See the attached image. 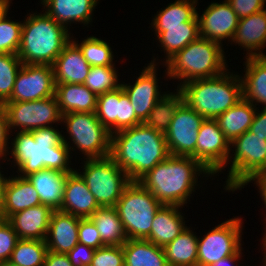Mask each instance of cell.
I'll list each match as a JSON object with an SVG mask.
<instances>
[{"mask_svg":"<svg viewBox=\"0 0 266 266\" xmlns=\"http://www.w3.org/2000/svg\"><path fill=\"white\" fill-rule=\"evenodd\" d=\"M245 67L241 77L243 99L266 108V57L246 58Z\"/></svg>","mask_w":266,"mask_h":266,"instance_id":"obj_28","label":"cell"},{"mask_svg":"<svg viewBox=\"0 0 266 266\" xmlns=\"http://www.w3.org/2000/svg\"><path fill=\"white\" fill-rule=\"evenodd\" d=\"M43 266H73L67 254L47 251Z\"/></svg>","mask_w":266,"mask_h":266,"instance_id":"obj_50","label":"cell"},{"mask_svg":"<svg viewBox=\"0 0 266 266\" xmlns=\"http://www.w3.org/2000/svg\"><path fill=\"white\" fill-rule=\"evenodd\" d=\"M241 217L222 222L202 238H198L197 266H210L234 255L241 248Z\"/></svg>","mask_w":266,"mask_h":266,"instance_id":"obj_12","label":"cell"},{"mask_svg":"<svg viewBox=\"0 0 266 266\" xmlns=\"http://www.w3.org/2000/svg\"><path fill=\"white\" fill-rule=\"evenodd\" d=\"M198 0H176L157 12L151 26L155 30H165V26H184V22L193 20L197 12Z\"/></svg>","mask_w":266,"mask_h":266,"instance_id":"obj_34","label":"cell"},{"mask_svg":"<svg viewBox=\"0 0 266 266\" xmlns=\"http://www.w3.org/2000/svg\"><path fill=\"white\" fill-rule=\"evenodd\" d=\"M180 208L162 205L154 216L150 235L145 240L164 248L180 235L187 228Z\"/></svg>","mask_w":266,"mask_h":266,"instance_id":"obj_26","label":"cell"},{"mask_svg":"<svg viewBox=\"0 0 266 266\" xmlns=\"http://www.w3.org/2000/svg\"><path fill=\"white\" fill-rule=\"evenodd\" d=\"M232 42L246 49V57H266V9L240 18Z\"/></svg>","mask_w":266,"mask_h":266,"instance_id":"obj_21","label":"cell"},{"mask_svg":"<svg viewBox=\"0 0 266 266\" xmlns=\"http://www.w3.org/2000/svg\"><path fill=\"white\" fill-rule=\"evenodd\" d=\"M83 172L90 192L100 207H115L126 186L131 182L128 174L108 156L86 159Z\"/></svg>","mask_w":266,"mask_h":266,"instance_id":"obj_8","label":"cell"},{"mask_svg":"<svg viewBox=\"0 0 266 266\" xmlns=\"http://www.w3.org/2000/svg\"><path fill=\"white\" fill-rule=\"evenodd\" d=\"M95 249L78 243L67 255L73 266H90Z\"/></svg>","mask_w":266,"mask_h":266,"instance_id":"obj_47","label":"cell"},{"mask_svg":"<svg viewBox=\"0 0 266 266\" xmlns=\"http://www.w3.org/2000/svg\"><path fill=\"white\" fill-rule=\"evenodd\" d=\"M55 80L51 65L22 64L11 98L7 102L34 101L55 95Z\"/></svg>","mask_w":266,"mask_h":266,"instance_id":"obj_15","label":"cell"},{"mask_svg":"<svg viewBox=\"0 0 266 266\" xmlns=\"http://www.w3.org/2000/svg\"><path fill=\"white\" fill-rule=\"evenodd\" d=\"M234 154L228 171L225 190L235 191L254 175L266 173V140L249 130L230 143ZM235 147V148H234ZM235 151V152H234ZM234 155V156H232Z\"/></svg>","mask_w":266,"mask_h":266,"instance_id":"obj_9","label":"cell"},{"mask_svg":"<svg viewBox=\"0 0 266 266\" xmlns=\"http://www.w3.org/2000/svg\"><path fill=\"white\" fill-rule=\"evenodd\" d=\"M162 204L139 181H131L117 201L119 218L128 239L145 240Z\"/></svg>","mask_w":266,"mask_h":266,"instance_id":"obj_7","label":"cell"},{"mask_svg":"<svg viewBox=\"0 0 266 266\" xmlns=\"http://www.w3.org/2000/svg\"><path fill=\"white\" fill-rule=\"evenodd\" d=\"M10 1L12 0H0V18H2L10 7Z\"/></svg>","mask_w":266,"mask_h":266,"instance_id":"obj_54","label":"cell"},{"mask_svg":"<svg viewBox=\"0 0 266 266\" xmlns=\"http://www.w3.org/2000/svg\"><path fill=\"white\" fill-rule=\"evenodd\" d=\"M12 131L10 132L8 127V119H7V113L4 103H0V157L5 158L8 152V139H10V135Z\"/></svg>","mask_w":266,"mask_h":266,"instance_id":"obj_48","label":"cell"},{"mask_svg":"<svg viewBox=\"0 0 266 266\" xmlns=\"http://www.w3.org/2000/svg\"><path fill=\"white\" fill-rule=\"evenodd\" d=\"M67 134L84 159L110 156L111 133L102 125L95 113L70 112L62 115Z\"/></svg>","mask_w":266,"mask_h":266,"instance_id":"obj_10","label":"cell"},{"mask_svg":"<svg viewBox=\"0 0 266 266\" xmlns=\"http://www.w3.org/2000/svg\"><path fill=\"white\" fill-rule=\"evenodd\" d=\"M11 141L10 154L17 166V176L26 177L44 168L71 173V147L65 136L54 127L39 128L34 131H17ZM69 165V166H68Z\"/></svg>","mask_w":266,"mask_h":266,"instance_id":"obj_1","label":"cell"},{"mask_svg":"<svg viewBox=\"0 0 266 266\" xmlns=\"http://www.w3.org/2000/svg\"><path fill=\"white\" fill-rule=\"evenodd\" d=\"M238 18H244L264 10L266 0H226Z\"/></svg>","mask_w":266,"mask_h":266,"instance_id":"obj_46","label":"cell"},{"mask_svg":"<svg viewBox=\"0 0 266 266\" xmlns=\"http://www.w3.org/2000/svg\"><path fill=\"white\" fill-rule=\"evenodd\" d=\"M7 13L0 18V53L17 54L21 44L23 23L11 21Z\"/></svg>","mask_w":266,"mask_h":266,"instance_id":"obj_41","label":"cell"},{"mask_svg":"<svg viewBox=\"0 0 266 266\" xmlns=\"http://www.w3.org/2000/svg\"><path fill=\"white\" fill-rule=\"evenodd\" d=\"M241 251L242 247L234 255L227 256L210 266H236L234 265V263L236 262V260L238 261L240 259L242 254Z\"/></svg>","mask_w":266,"mask_h":266,"instance_id":"obj_52","label":"cell"},{"mask_svg":"<svg viewBox=\"0 0 266 266\" xmlns=\"http://www.w3.org/2000/svg\"><path fill=\"white\" fill-rule=\"evenodd\" d=\"M205 118L184 101L178 106L166 131L165 138L169 154L192 157L196 160L198 130Z\"/></svg>","mask_w":266,"mask_h":266,"instance_id":"obj_13","label":"cell"},{"mask_svg":"<svg viewBox=\"0 0 266 266\" xmlns=\"http://www.w3.org/2000/svg\"><path fill=\"white\" fill-rule=\"evenodd\" d=\"M67 177L68 173L49 168L41 169L26 176L37 191L40 203L49 206L53 210L61 208Z\"/></svg>","mask_w":266,"mask_h":266,"instance_id":"obj_25","label":"cell"},{"mask_svg":"<svg viewBox=\"0 0 266 266\" xmlns=\"http://www.w3.org/2000/svg\"><path fill=\"white\" fill-rule=\"evenodd\" d=\"M106 246H123L128 237L115 207H99L90 217Z\"/></svg>","mask_w":266,"mask_h":266,"instance_id":"obj_32","label":"cell"},{"mask_svg":"<svg viewBox=\"0 0 266 266\" xmlns=\"http://www.w3.org/2000/svg\"><path fill=\"white\" fill-rule=\"evenodd\" d=\"M1 159H5V158H2L0 157ZM0 159V160H1ZM1 167V165H0ZM2 171L0 170V207L2 205V202H3V198H4V193H5V188H6V185H7V182L9 180V177H4L3 174H1Z\"/></svg>","mask_w":266,"mask_h":266,"instance_id":"obj_53","label":"cell"},{"mask_svg":"<svg viewBox=\"0 0 266 266\" xmlns=\"http://www.w3.org/2000/svg\"><path fill=\"white\" fill-rule=\"evenodd\" d=\"M153 31L167 55L163 65L186 45L200 37L197 16L189 22H184V26H165V30Z\"/></svg>","mask_w":266,"mask_h":266,"instance_id":"obj_29","label":"cell"},{"mask_svg":"<svg viewBox=\"0 0 266 266\" xmlns=\"http://www.w3.org/2000/svg\"><path fill=\"white\" fill-rule=\"evenodd\" d=\"M264 261V265L263 266H266V258L264 257V259H263Z\"/></svg>","mask_w":266,"mask_h":266,"instance_id":"obj_55","label":"cell"},{"mask_svg":"<svg viewBox=\"0 0 266 266\" xmlns=\"http://www.w3.org/2000/svg\"><path fill=\"white\" fill-rule=\"evenodd\" d=\"M4 105L10 131L15 128L16 131L31 132L62 120L55 95L34 101L5 102Z\"/></svg>","mask_w":266,"mask_h":266,"instance_id":"obj_11","label":"cell"},{"mask_svg":"<svg viewBox=\"0 0 266 266\" xmlns=\"http://www.w3.org/2000/svg\"><path fill=\"white\" fill-rule=\"evenodd\" d=\"M69 29L45 12L30 13L22 26L18 57L22 64L53 65L65 45L71 40Z\"/></svg>","mask_w":266,"mask_h":266,"instance_id":"obj_5","label":"cell"},{"mask_svg":"<svg viewBox=\"0 0 266 266\" xmlns=\"http://www.w3.org/2000/svg\"><path fill=\"white\" fill-rule=\"evenodd\" d=\"M175 93H166L155 103L150 111L148 119L144 122L148 127H151L163 134L169 128L172 118L178 106L183 102L182 92L177 88Z\"/></svg>","mask_w":266,"mask_h":266,"instance_id":"obj_35","label":"cell"},{"mask_svg":"<svg viewBox=\"0 0 266 266\" xmlns=\"http://www.w3.org/2000/svg\"><path fill=\"white\" fill-rule=\"evenodd\" d=\"M222 46L223 44L199 37L165 63L166 76L173 80L181 79L177 86L179 88L192 80L223 74L227 70V64Z\"/></svg>","mask_w":266,"mask_h":266,"instance_id":"obj_6","label":"cell"},{"mask_svg":"<svg viewBox=\"0 0 266 266\" xmlns=\"http://www.w3.org/2000/svg\"><path fill=\"white\" fill-rule=\"evenodd\" d=\"M45 13L68 29L71 23L85 26L92 21V14L99 0H41ZM70 23V24H69Z\"/></svg>","mask_w":266,"mask_h":266,"instance_id":"obj_24","label":"cell"},{"mask_svg":"<svg viewBox=\"0 0 266 266\" xmlns=\"http://www.w3.org/2000/svg\"><path fill=\"white\" fill-rule=\"evenodd\" d=\"M142 70L133 85L121 83L123 91L129 97L131 105L138 119L144 123L155 103L164 95L159 91L155 60Z\"/></svg>","mask_w":266,"mask_h":266,"instance_id":"obj_16","label":"cell"},{"mask_svg":"<svg viewBox=\"0 0 266 266\" xmlns=\"http://www.w3.org/2000/svg\"><path fill=\"white\" fill-rule=\"evenodd\" d=\"M164 251L168 266H197L198 236L187 227Z\"/></svg>","mask_w":266,"mask_h":266,"instance_id":"obj_33","label":"cell"},{"mask_svg":"<svg viewBox=\"0 0 266 266\" xmlns=\"http://www.w3.org/2000/svg\"><path fill=\"white\" fill-rule=\"evenodd\" d=\"M100 206L77 170L68 173L60 211L80 218H90Z\"/></svg>","mask_w":266,"mask_h":266,"instance_id":"obj_20","label":"cell"},{"mask_svg":"<svg viewBox=\"0 0 266 266\" xmlns=\"http://www.w3.org/2000/svg\"><path fill=\"white\" fill-rule=\"evenodd\" d=\"M55 84H84L90 65L79 47L70 40L52 65Z\"/></svg>","mask_w":266,"mask_h":266,"instance_id":"obj_22","label":"cell"},{"mask_svg":"<svg viewBox=\"0 0 266 266\" xmlns=\"http://www.w3.org/2000/svg\"><path fill=\"white\" fill-rule=\"evenodd\" d=\"M80 219L72 214L54 210L45 240L48 251L68 254L79 243Z\"/></svg>","mask_w":266,"mask_h":266,"instance_id":"obj_18","label":"cell"},{"mask_svg":"<svg viewBox=\"0 0 266 266\" xmlns=\"http://www.w3.org/2000/svg\"><path fill=\"white\" fill-rule=\"evenodd\" d=\"M53 209L36 205L9 216L10 223L19 239L46 240Z\"/></svg>","mask_w":266,"mask_h":266,"instance_id":"obj_19","label":"cell"},{"mask_svg":"<svg viewBox=\"0 0 266 266\" xmlns=\"http://www.w3.org/2000/svg\"><path fill=\"white\" fill-rule=\"evenodd\" d=\"M114 66L90 67L84 85L97 96L114 91L121 86Z\"/></svg>","mask_w":266,"mask_h":266,"instance_id":"obj_38","label":"cell"},{"mask_svg":"<svg viewBox=\"0 0 266 266\" xmlns=\"http://www.w3.org/2000/svg\"><path fill=\"white\" fill-rule=\"evenodd\" d=\"M252 181H255L256 185L259 187V192L266 208V173H260L252 176L240 189L244 188L245 185H248V183Z\"/></svg>","mask_w":266,"mask_h":266,"instance_id":"obj_51","label":"cell"},{"mask_svg":"<svg viewBox=\"0 0 266 266\" xmlns=\"http://www.w3.org/2000/svg\"><path fill=\"white\" fill-rule=\"evenodd\" d=\"M90 266H124L122 246H103L95 249Z\"/></svg>","mask_w":266,"mask_h":266,"instance_id":"obj_43","label":"cell"},{"mask_svg":"<svg viewBox=\"0 0 266 266\" xmlns=\"http://www.w3.org/2000/svg\"><path fill=\"white\" fill-rule=\"evenodd\" d=\"M183 101L205 119H216L243 99L241 76L228 72L196 79L178 88Z\"/></svg>","mask_w":266,"mask_h":266,"instance_id":"obj_4","label":"cell"},{"mask_svg":"<svg viewBox=\"0 0 266 266\" xmlns=\"http://www.w3.org/2000/svg\"><path fill=\"white\" fill-rule=\"evenodd\" d=\"M139 124H142V122L136 116L134 107L131 105L129 97L120 86L119 103L117 109V132Z\"/></svg>","mask_w":266,"mask_h":266,"instance_id":"obj_42","label":"cell"},{"mask_svg":"<svg viewBox=\"0 0 266 266\" xmlns=\"http://www.w3.org/2000/svg\"><path fill=\"white\" fill-rule=\"evenodd\" d=\"M36 205H41L40 198L29 180L16 175L9 176L0 207V218L7 219L13 214Z\"/></svg>","mask_w":266,"mask_h":266,"instance_id":"obj_23","label":"cell"},{"mask_svg":"<svg viewBox=\"0 0 266 266\" xmlns=\"http://www.w3.org/2000/svg\"><path fill=\"white\" fill-rule=\"evenodd\" d=\"M256 109L258 107L242 99L215 119L230 143L250 129Z\"/></svg>","mask_w":266,"mask_h":266,"instance_id":"obj_30","label":"cell"},{"mask_svg":"<svg viewBox=\"0 0 266 266\" xmlns=\"http://www.w3.org/2000/svg\"><path fill=\"white\" fill-rule=\"evenodd\" d=\"M119 88L97 96L95 114L102 125L111 133L117 132V109Z\"/></svg>","mask_w":266,"mask_h":266,"instance_id":"obj_40","label":"cell"},{"mask_svg":"<svg viewBox=\"0 0 266 266\" xmlns=\"http://www.w3.org/2000/svg\"><path fill=\"white\" fill-rule=\"evenodd\" d=\"M169 155L165 135L145 123L111 134L110 157L131 181H138Z\"/></svg>","mask_w":266,"mask_h":266,"instance_id":"obj_2","label":"cell"},{"mask_svg":"<svg viewBox=\"0 0 266 266\" xmlns=\"http://www.w3.org/2000/svg\"><path fill=\"white\" fill-rule=\"evenodd\" d=\"M47 251L46 241L19 239L7 264L9 266H43Z\"/></svg>","mask_w":266,"mask_h":266,"instance_id":"obj_36","label":"cell"},{"mask_svg":"<svg viewBox=\"0 0 266 266\" xmlns=\"http://www.w3.org/2000/svg\"><path fill=\"white\" fill-rule=\"evenodd\" d=\"M261 110L260 112L256 109L249 131L263 136V140H266V108H261Z\"/></svg>","mask_w":266,"mask_h":266,"instance_id":"obj_49","label":"cell"},{"mask_svg":"<svg viewBox=\"0 0 266 266\" xmlns=\"http://www.w3.org/2000/svg\"><path fill=\"white\" fill-rule=\"evenodd\" d=\"M230 146L218 122L215 119H205L198 130L196 161L211 175L219 174L229 162Z\"/></svg>","mask_w":266,"mask_h":266,"instance_id":"obj_14","label":"cell"},{"mask_svg":"<svg viewBox=\"0 0 266 266\" xmlns=\"http://www.w3.org/2000/svg\"><path fill=\"white\" fill-rule=\"evenodd\" d=\"M81 50L84 59L87 63L93 66H115L113 64L112 49L104 40L90 36L84 39L81 43L71 39Z\"/></svg>","mask_w":266,"mask_h":266,"instance_id":"obj_37","label":"cell"},{"mask_svg":"<svg viewBox=\"0 0 266 266\" xmlns=\"http://www.w3.org/2000/svg\"><path fill=\"white\" fill-rule=\"evenodd\" d=\"M22 61L17 54L0 53V103L11 98L14 83Z\"/></svg>","mask_w":266,"mask_h":266,"instance_id":"obj_39","label":"cell"},{"mask_svg":"<svg viewBox=\"0 0 266 266\" xmlns=\"http://www.w3.org/2000/svg\"><path fill=\"white\" fill-rule=\"evenodd\" d=\"M197 17L200 38L219 44L225 39L232 41L239 18L226 0L221 3H211L203 14L201 16L197 14Z\"/></svg>","mask_w":266,"mask_h":266,"instance_id":"obj_17","label":"cell"},{"mask_svg":"<svg viewBox=\"0 0 266 266\" xmlns=\"http://www.w3.org/2000/svg\"><path fill=\"white\" fill-rule=\"evenodd\" d=\"M55 97L61 114L95 113L97 95L84 84H56Z\"/></svg>","mask_w":266,"mask_h":266,"instance_id":"obj_27","label":"cell"},{"mask_svg":"<svg viewBox=\"0 0 266 266\" xmlns=\"http://www.w3.org/2000/svg\"><path fill=\"white\" fill-rule=\"evenodd\" d=\"M212 176L192 157L169 155L138 181L149 190L162 205L182 207L189 201L198 177ZM198 174V175H197ZM189 198V199H188Z\"/></svg>","mask_w":266,"mask_h":266,"instance_id":"obj_3","label":"cell"},{"mask_svg":"<svg viewBox=\"0 0 266 266\" xmlns=\"http://www.w3.org/2000/svg\"><path fill=\"white\" fill-rule=\"evenodd\" d=\"M79 243L98 249L105 246L99 232L90 218H81L78 227Z\"/></svg>","mask_w":266,"mask_h":266,"instance_id":"obj_45","label":"cell"},{"mask_svg":"<svg viewBox=\"0 0 266 266\" xmlns=\"http://www.w3.org/2000/svg\"><path fill=\"white\" fill-rule=\"evenodd\" d=\"M122 248L124 266H168L164 248L148 240L128 239Z\"/></svg>","mask_w":266,"mask_h":266,"instance_id":"obj_31","label":"cell"},{"mask_svg":"<svg viewBox=\"0 0 266 266\" xmlns=\"http://www.w3.org/2000/svg\"><path fill=\"white\" fill-rule=\"evenodd\" d=\"M18 240L10 223L0 218V265L7 264Z\"/></svg>","mask_w":266,"mask_h":266,"instance_id":"obj_44","label":"cell"}]
</instances>
